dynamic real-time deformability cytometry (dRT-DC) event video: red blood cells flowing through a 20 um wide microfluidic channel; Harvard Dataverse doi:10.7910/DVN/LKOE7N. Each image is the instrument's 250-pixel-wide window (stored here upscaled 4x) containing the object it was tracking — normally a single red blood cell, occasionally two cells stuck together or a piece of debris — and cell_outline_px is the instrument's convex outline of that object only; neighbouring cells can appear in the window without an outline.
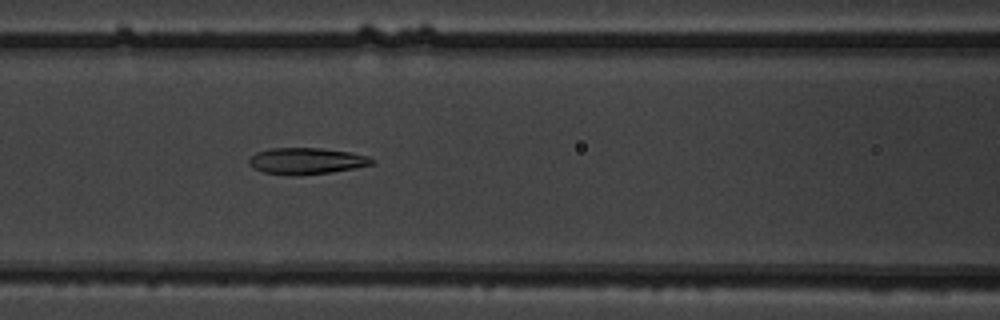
{"species": "common noctule bat (a hibernating species)", "species_latin": "Nyctalus noctula", "temperature_condition": "warm", "stored_images_in_passage": 54, "camera_frame_rate_fps": 3000, "um_per_image_px": 0.085, "animal": {"sex": "male", "body_mass_g": 19.5, "forearm_length_mm": 54.6}, "frame": {"image": 1, "passage_image": 24, "time_ms": 7.667, "image_size_px": [1000, 320], "cell_outline_px": [[376, 164], [332, 172], [296, 176], [288, 176], [264, 172], [252, 168], [248, 164], [248, 160], [256, 152], [272, 148], [320, 148], [352, 152], [368, 156], [376, 160]], "centroid_in_image_um": [26.07, 13.69], "position_along_channel_um": 140.5, "area_um2": 19.25}}
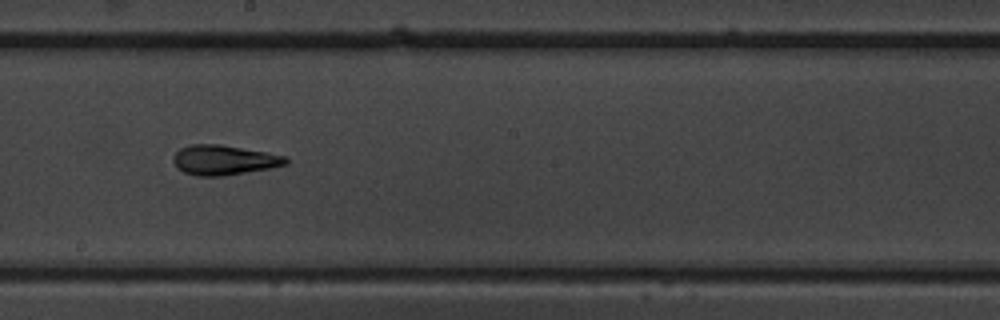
{"frame": {"image": 2, "passage_image": 31, "time_ms": 10.0, "image_size_px": [1000, 320], "cell_outline_px": [[288, 164], [268, 168], [224, 176], [196, 176], [184, 172], [176, 168], [172, 160], [172, 156], [180, 148], [192, 144], [220, 144], [288, 156]], "centroid_in_image_um": [19.0, 13.6], "position_along_channel_um": 229.2, "area_um2": 19.65}}
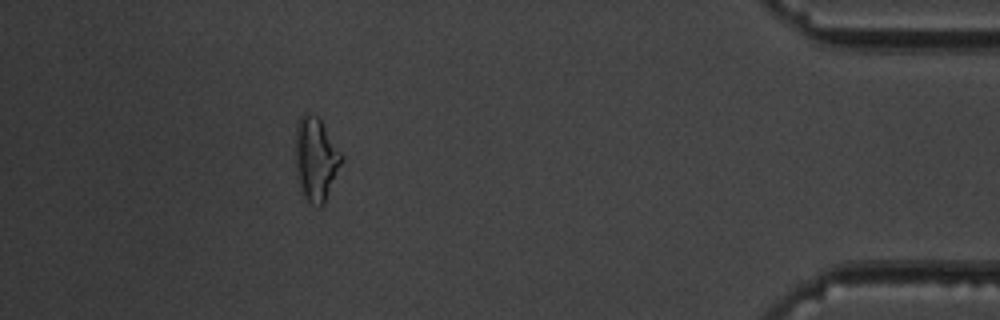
{"frame": {"image": 3, "passage_image": 49, "time_ms": 16.0, "image_size_px": [1000, 320], "cell_outline_px": [[344, 160], [324, 204], [312, 204], [304, 196], [296, 180], [296, 124], [300, 116], [304, 112], [308, 112], [316, 116], [320, 120], [344, 156]], "centroid_in_image_um": [26.85, 13.51], "position_along_channel_um": 408.3, "area_um2": 22.48}, "authors_computed_cell_mechanics": {"area_um2": 19.9988, "velocity_mm_per_s": 3.8063, "shape_relaxation_time_tau1_ms": null, "shape_relaxation_time_tau2_ms": 3.0952, "deformation_change_tau1": null, "deformation_change_tau2": 0.13}}